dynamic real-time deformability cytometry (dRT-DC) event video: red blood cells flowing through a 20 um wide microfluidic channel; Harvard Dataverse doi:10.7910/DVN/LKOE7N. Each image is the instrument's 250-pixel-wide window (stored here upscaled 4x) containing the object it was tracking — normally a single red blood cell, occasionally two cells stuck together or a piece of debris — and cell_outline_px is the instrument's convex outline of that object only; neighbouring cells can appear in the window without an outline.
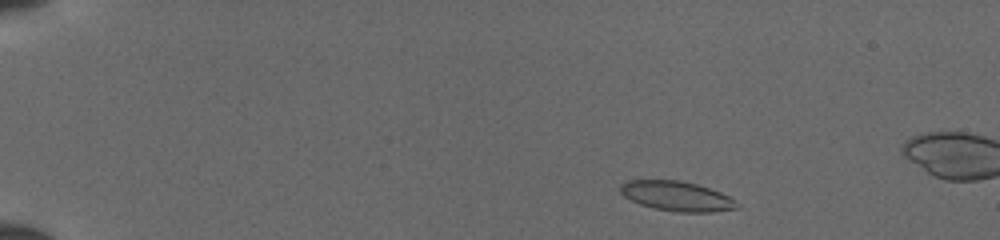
{"species": "common noctule bat (a hibernating species)", "species_latin": "Nyctalus noctula", "temperature_condition": "cold", "stored_images_in_passage": 43, "camera_frame_rate_fps": 3000, "um_per_image_px": 0.085, "animal": {"sex": "female", "body_mass_g": 19.5, "forearm_length_mm": 54.1}, "frame": {"image": 1, "passage_image": 1, "time_ms": 0.0, "image_size_px": [1000, 240], "cell_outline_px": [[740, 208], [712, 212], [680, 212], [656, 208], [640, 204], [624, 196], [620, 192], [620, 184], [628, 180], [680, 180], [696, 184], [720, 192], [728, 196], [740, 204]], "centroid_in_image_um": [57.54, 16.67], "position_along_channel_um": 27.5, "area_um2": 20.11}}
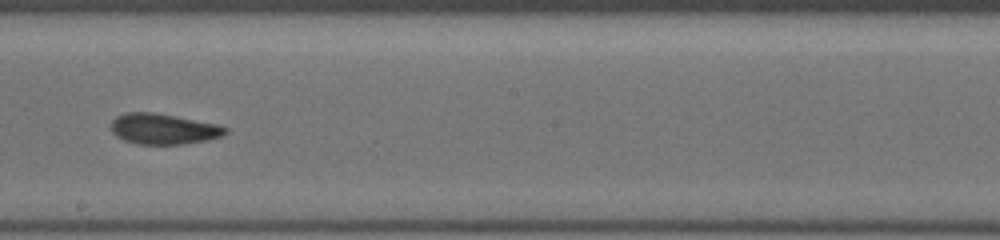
{"frame": {"image": 2, "passage_image": 23, "time_ms": 7.333, "image_size_px": [1000, 240], "cell_outline_px": [[228, 132], [224, 136], [208, 140], [184, 144], [136, 144], [124, 140], [116, 136], [112, 132], [112, 120], [116, 116], [124, 112], [156, 112], [220, 124], [228, 128]], "centroid_in_image_um": [13.94, 10.95], "position_along_channel_um": 234.3, "area_um2": 20.81}}
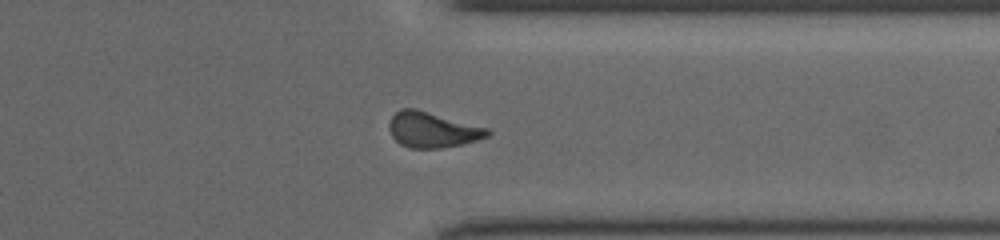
{"frame": {"image": 3, "passage_image": 33, "time_ms": 10.667, "image_size_px": [1000, 240], "cell_outline_px": [[492, 132], [488, 136], [476, 140], [460, 144], [440, 148], [408, 148], [400, 144], [392, 136], [388, 128], [388, 124], [392, 116], [400, 108], [416, 108], [488, 128]], "centroid_in_image_um": [36.73, 11.02], "position_along_channel_um": 374.7, "area_um2": 20.35}}